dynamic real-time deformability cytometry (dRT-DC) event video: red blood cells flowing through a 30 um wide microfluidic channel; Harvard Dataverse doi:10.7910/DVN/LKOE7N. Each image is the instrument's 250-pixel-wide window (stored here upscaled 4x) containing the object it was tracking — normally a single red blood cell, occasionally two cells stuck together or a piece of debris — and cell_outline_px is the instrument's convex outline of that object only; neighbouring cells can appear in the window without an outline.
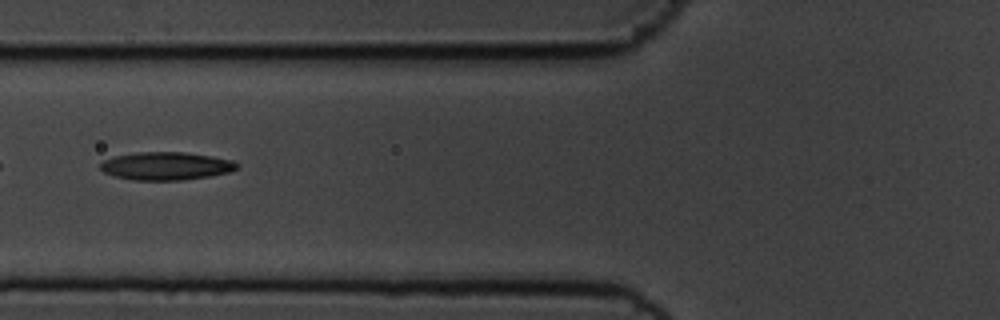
{"species": "common noctule bat (a hibernating species)", "species_latin": "Nyctalus noctula", "temperature_condition": "cold", "stored_images_in_passage": 55, "camera_frame_rate_fps": 3000, "um_per_image_px": 0.085, "animal": {"sex": "male", "body_mass_g": 19.5, "forearm_length_mm": 54.6}, "frame": {"image": 1, "passage_image": 21, "time_ms": 6.667, "image_size_px": [1000, 320], "cell_outline_px": [[240, 164], [236, 168], [228, 172], [208, 176], [180, 180], [132, 180], [112, 176], [104, 172], [100, 168], [100, 164], [104, 160], [116, 156], [136, 152], [184, 152], [212, 156], [232, 160]], "centroid_in_image_um": [14.09, 14.11], "position_along_channel_um": 111.7, "area_um2": 22.2}}
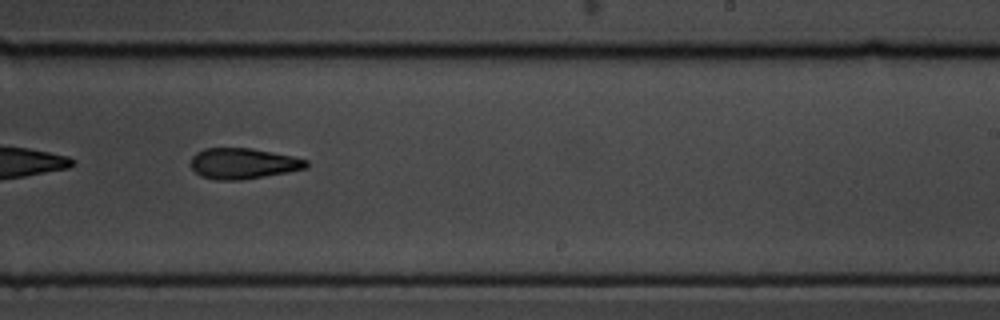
{"frame": {"image": 2, "passage_image": 34, "time_ms": 11.0, "image_size_px": [1000, 320], "cell_outline_px": [[308, 164], [304, 168], [288, 172], [240, 180], [216, 180], [200, 176], [192, 168], [192, 156], [196, 152], [204, 148], [252, 148], [292, 156], [308, 160]], "centroid_in_image_um": [20.64, 13.89], "position_along_channel_um": 268.4, "area_um2": 20.58}}
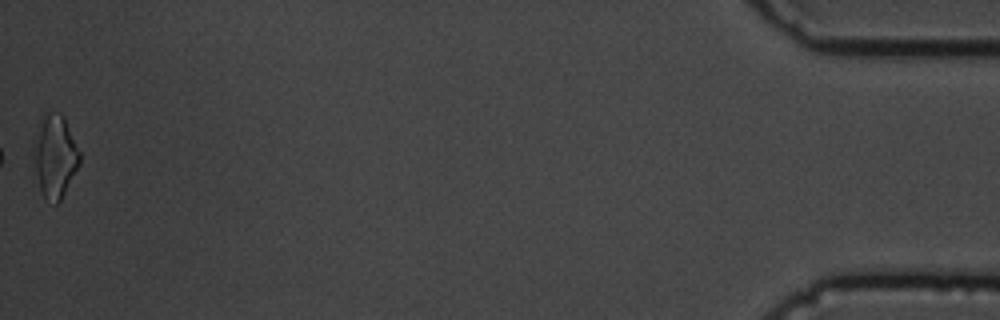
{"frame": {"image": 3, "passage_image": 55, "time_ms": 18.0, "image_size_px": [1000, 320], "cell_outline_px": [[80, 164], [60, 200], [56, 204], [44, 196], [40, 188], [36, 172], [32, 140], [44, 116], [48, 112], [60, 112], [64, 116], [80, 152]], "centroid_in_image_um": [4.68, 13.24], "position_along_channel_um": 430.5, "area_um2": 21.85}, "authors_computed_cell_mechanics": {"area_um2": 21.7328, "velocity_mm_per_s": 3.615, "shape_relaxation_time_tau1_ms": 8.4086, "shape_relaxation_time_tau2_ms": 5.7192, "deformation_change_tau1": 0.2027, "deformation_change_tau2": 0.1556}}